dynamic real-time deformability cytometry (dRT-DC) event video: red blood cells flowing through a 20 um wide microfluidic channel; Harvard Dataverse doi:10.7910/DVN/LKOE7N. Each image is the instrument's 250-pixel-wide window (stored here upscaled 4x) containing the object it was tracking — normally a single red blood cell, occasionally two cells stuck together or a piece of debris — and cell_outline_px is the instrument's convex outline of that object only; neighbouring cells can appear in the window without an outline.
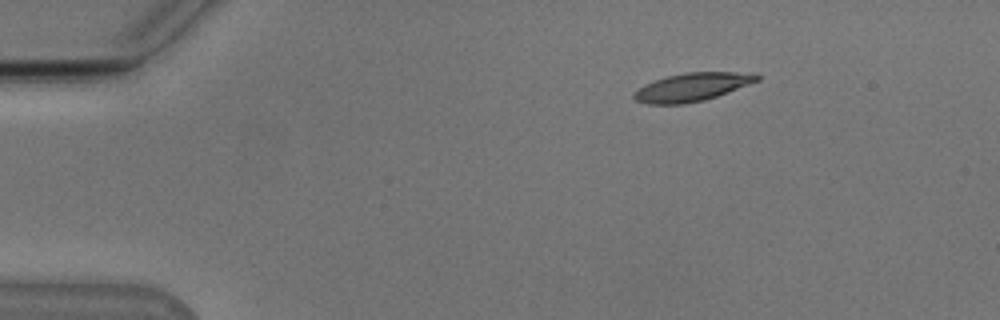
{"species": "Egyptian fruit bat (a non-hibernating species)", "species_latin": "Rousettus aegyptiacus", "temperature_condition": "cold", "stored_images_in_passage": 46, "camera_frame_rate_fps": 3000, "um_per_image_px": 0.085, "animal": {"sex": "male"}, "frame": {"image": 1, "passage_image": 1, "time_ms": 0.0, "image_size_px": [1000, 320], "cell_outline_px": [[760, 80], [716, 96], [704, 100], [684, 104], [648, 104], [636, 100], [632, 96], [644, 84], [668, 76], [688, 72], [756, 72], [760, 76]], "centroid_in_image_um": [58.87, 7.39], "position_along_channel_um": 26.1, "area_um2": 20.06}}
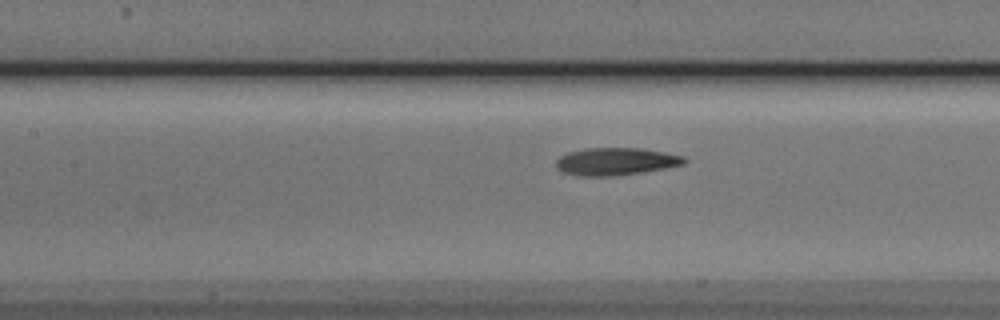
{"frame": {"image": 2, "passage_image": 17, "time_ms": 5.333, "image_size_px": [1000, 320], "cell_outline_px": [[688, 160], [684, 164], [664, 168], [640, 172], [612, 176], [580, 176], [564, 172], [556, 168], [556, 160], [560, 156], [568, 152], [584, 148], [640, 148], [664, 152], [684, 156]], "centroid_in_image_um": [52.33, 13.72], "position_along_channel_um": 155.1, "area_um2": 20.46}}
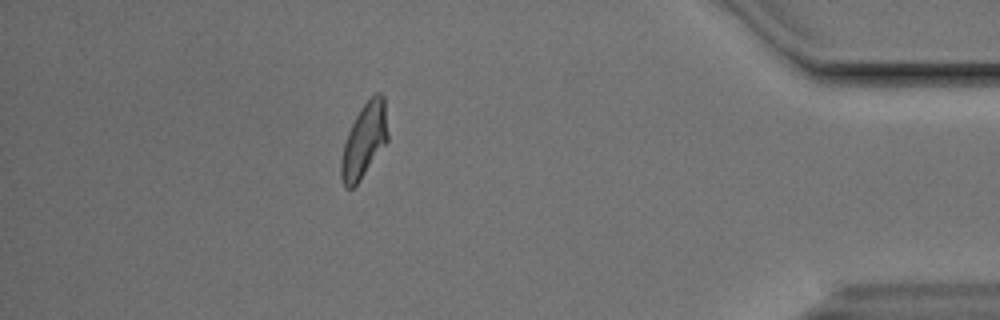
{"frame": {"image": 3, "passage_image": 40, "time_ms": 13.0, "image_size_px": [1000, 320], "cell_outline_px": [[388, 140], [360, 180], [352, 188], [344, 188], [340, 176], [340, 160], [344, 144], [348, 132], [360, 108], [376, 92], [380, 92], [384, 96], [388, 136]], "centroid_in_image_um": [30.94, 11.95], "position_along_channel_um": 404.3, "area_um2": 20.06}, "authors_computed_cell_mechanics": {"area_um2": 20.3167, "velocity_mm_per_s": 3.8264, "shape_relaxation_time_tau1_ms": 9.4082, "shape_relaxation_time_tau2_ms": 2.5077, "deformation_change_tau1": 0.2477, "deformation_change_tau2": 0.1086}}